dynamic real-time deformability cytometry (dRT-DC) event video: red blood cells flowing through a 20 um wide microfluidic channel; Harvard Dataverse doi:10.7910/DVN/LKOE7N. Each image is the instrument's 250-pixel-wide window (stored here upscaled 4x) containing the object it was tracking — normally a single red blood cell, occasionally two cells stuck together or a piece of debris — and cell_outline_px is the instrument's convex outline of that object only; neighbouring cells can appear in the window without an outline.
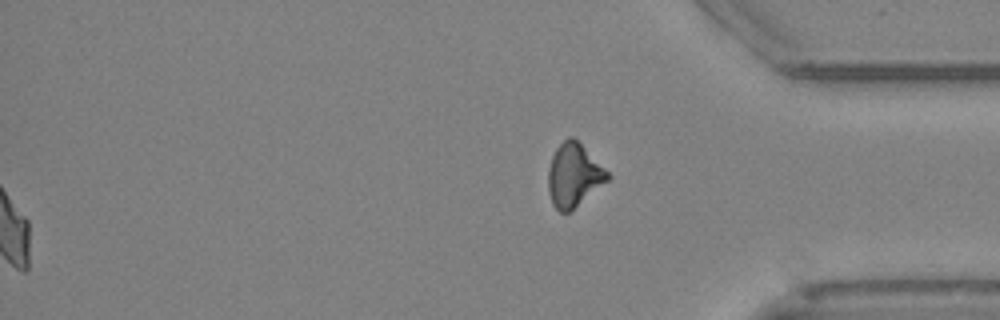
{"species": "Egyptian fruit bat (a non-hibernating species)", "species_latin": "Rousettus aegyptiacus", "temperature_condition": "cold", "stored_images_in_passage": 49, "segment_of_instrument_passage": [2, 2], "camera_frame_rate_fps": 3000, "um_per_image_px": 0.085, "animal": {"sex": "female"}, "frame": {"image": 1, "passage_image": 49, "time_ms": 16.0, "image_size_px": [1000, 320], "cell_outline_px": [[612, 176], [608, 180], [568, 212], [560, 212], [552, 204], [548, 192], [548, 168], [552, 156], [556, 148], [568, 136], [572, 136]], "centroid_in_image_um": [48.74, 14.89], "position_along_channel_um": 386.5, "area_um2": 21.39}}